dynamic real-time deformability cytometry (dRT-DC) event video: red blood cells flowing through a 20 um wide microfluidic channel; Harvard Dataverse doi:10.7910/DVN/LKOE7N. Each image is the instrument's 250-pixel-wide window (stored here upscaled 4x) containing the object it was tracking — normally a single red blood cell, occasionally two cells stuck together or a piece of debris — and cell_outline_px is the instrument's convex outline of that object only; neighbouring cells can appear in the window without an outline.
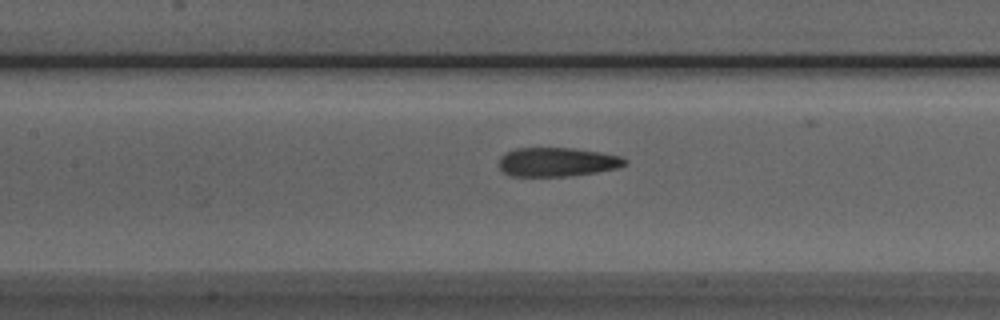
{"species": "Egyptian fruit bat (a non-hibernating species)", "species_latin": "Rousettus aegyptiacus", "temperature_condition": "room temperature", "stored_images_in_passage": 41, "camera_frame_rate_fps": 3000, "um_per_image_px": 0.085, "animal": {"sex": "male"}, "frame": {"image": 1, "passage_image": 12, "time_ms": 3.667, "image_size_px": [1000, 320], "cell_outline_px": [[628, 164], [616, 168], [596, 172], [568, 176], [512, 176], [504, 172], [500, 168], [500, 156], [504, 152], [516, 148], [572, 148], [600, 152], [620, 156], [628, 160]], "centroid_in_image_um": [47.36, 13.76], "position_along_channel_um": 160.0, "area_um2": 21.27}}
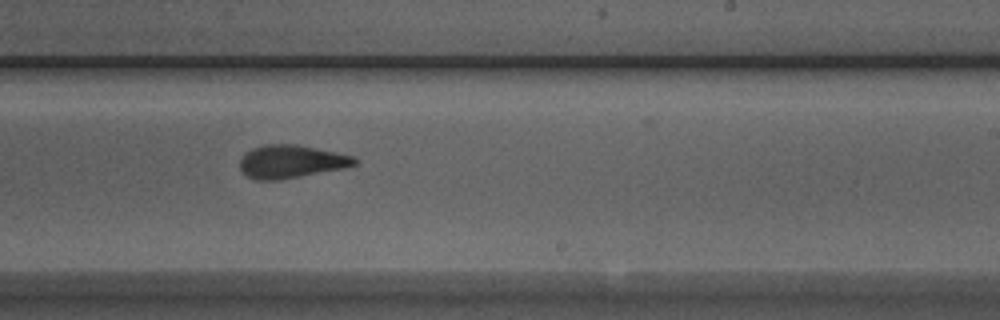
{"frame": {"image": 2, "passage_image": 20, "time_ms": 6.333, "image_size_px": [1000, 320], "cell_outline_px": [[360, 160], [356, 164], [344, 168], [280, 180], [256, 180], [248, 176], [240, 168], [240, 160], [244, 152], [252, 148], [264, 144], [296, 144], [356, 156]], "centroid_in_image_um": [24.76, 13.72], "position_along_channel_um": 264.2, "area_um2": 22.25}}
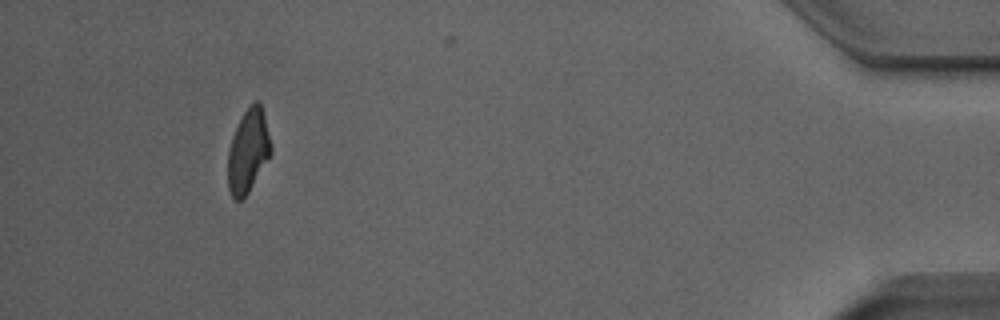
{"frame": {"image": 3, "passage_image": 37, "time_ms": 12.0, "image_size_px": [1000, 320], "cell_outline_px": [[272, 152], [244, 200], [236, 200], [232, 196], [228, 188], [228, 148], [232, 136], [244, 112], [256, 100], [260, 100], [272, 144]], "centroid_in_image_um": [21.1, 12.85], "position_along_channel_um": 414.1, "area_um2": 20.92}, "authors_computed_cell_mechanics": {"area_um2": 22.1952, "velocity_mm_per_s": 3.925, "shape_relaxation_time_tau1_ms": 5.5227, "shape_relaxation_time_tau2_ms": 2.0891, "deformation_change_tau1": 0.1812, "deformation_change_tau2": 0.0987}}